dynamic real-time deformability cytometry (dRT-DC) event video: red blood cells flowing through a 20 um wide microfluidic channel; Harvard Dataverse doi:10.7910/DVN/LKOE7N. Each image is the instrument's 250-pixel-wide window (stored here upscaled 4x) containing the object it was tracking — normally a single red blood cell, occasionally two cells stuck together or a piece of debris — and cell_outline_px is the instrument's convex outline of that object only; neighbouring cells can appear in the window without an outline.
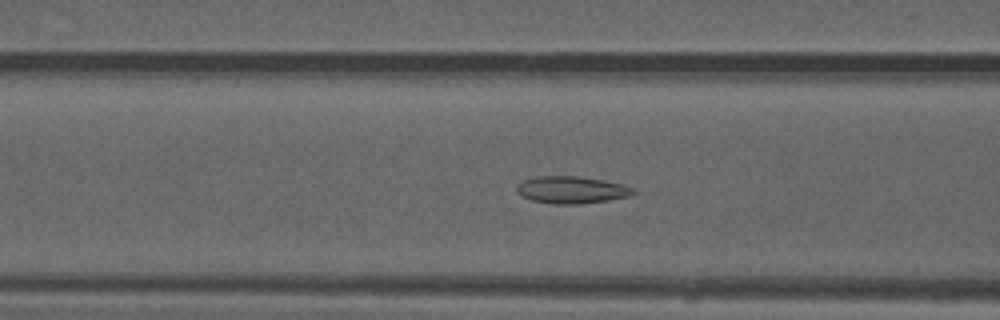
{"species": "common noctule bat (a hibernating species)", "species_latin": "Nyctalus noctula", "temperature_condition": "warm", "stored_images_in_passage": 40, "camera_frame_rate_fps": 3000, "um_per_image_px": 0.085, "animal": {"sex": "male", "forearm_length_mm": 52.5}, "frame": {"image": 1, "passage_image": 19, "time_ms": 6.0, "image_size_px": [1000, 320], "cell_outline_px": [[636, 192], [628, 196], [608, 200], [580, 204], [552, 204], [532, 200], [520, 196], [516, 192], [516, 188], [524, 180], [536, 176], [576, 176], [604, 180], [624, 184], [632, 188]], "centroid_in_image_um": [48.56, 16.14], "position_along_channel_um": 118.0, "area_um2": 18.44}}
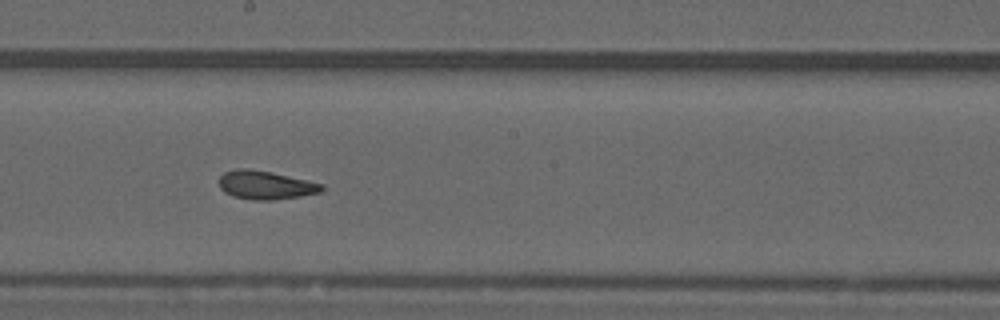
{"frame": {"image": 2, "passage_image": 27, "time_ms": 8.667, "image_size_px": [1000, 320], "cell_outline_px": [[324, 188], [320, 192], [300, 196], [272, 200], [252, 200], [232, 196], [224, 192], [220, 188], [220, 176], [224, 172], [236, 168], [248, 168], [272, 172], [324, 184]], "centroid_in_image_um": [22.55, 15.72], "position_along_channel_um": 225.6, "area_um2": 17.11}}
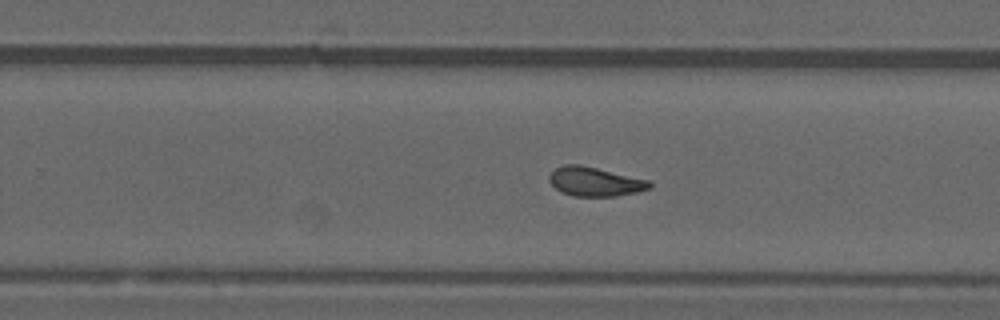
{"frame": {"image": 3, "passage_image": 31, "time_ms": 10.0, "image_size_px": [1000, 320], "cell_outline_px": [[652, 188], [636, 192], [616, 196], [572, 196], [560, 192], [548, 180], [548, 176], [556, 168], [564, 164], [580, 164], [648, 180], [652, 184]], "centroid_in_image_um": [50.55, 15.44], "position_along_channel_um": 279.3, "area_um2": 16.99}, "authors_computed_cell_mechanics": {"area_um2": 17.34, "velocity_mm_per_s": 4.0518, "shape_relaxation_time_tau1_ms": null, "shape_relaxation_time_tau2_ms": 2.3937, "deformation_change_tau1": null, "deformation_change_tau2": 0.0863}}